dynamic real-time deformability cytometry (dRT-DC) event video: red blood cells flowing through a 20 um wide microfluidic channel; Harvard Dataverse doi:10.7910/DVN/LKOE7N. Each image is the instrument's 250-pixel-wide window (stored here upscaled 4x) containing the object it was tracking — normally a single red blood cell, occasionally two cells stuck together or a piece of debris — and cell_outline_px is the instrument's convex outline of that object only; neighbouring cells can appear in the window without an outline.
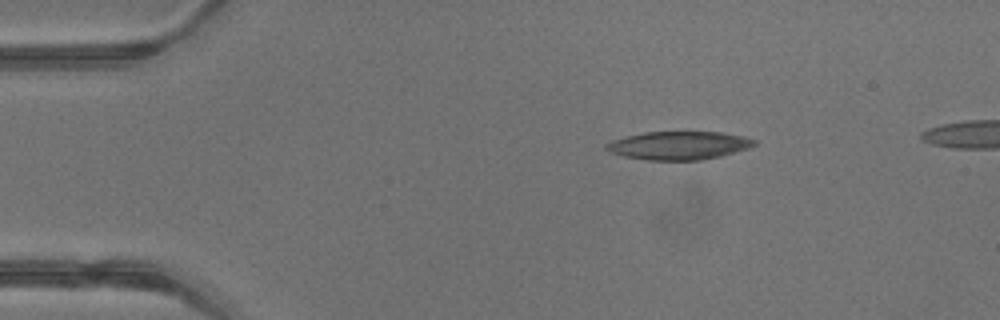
{"species": "common noctule bat (a hibernating species)", "species_latin": "Nyctalus noctula", "temperature_condition": "warm", "stored_images_in_passage": 37, "camera_frame_rate_fps": 3000, "um_per_image_px": 0.085, "animal": {"sex": "male", "body_mass_g": 13.3}, "frame": {"image": 1, "passage_image": 1, "time_ms": 0.0, "image_size_px": [1000, 320], "cell_outline_px": [[756, 144], [748, 148], [720, 156], [700, 160], [648, 160], [624, 156], [608, 152], [604, 148], [604, 144], [612, 140], [644, 132], [720, 132], [740, 136], [756, 140]], "centroid_in_image_um": [57.64, 12.37], "position_along_channel_um": 27.4, "area_um2": 24.22}}
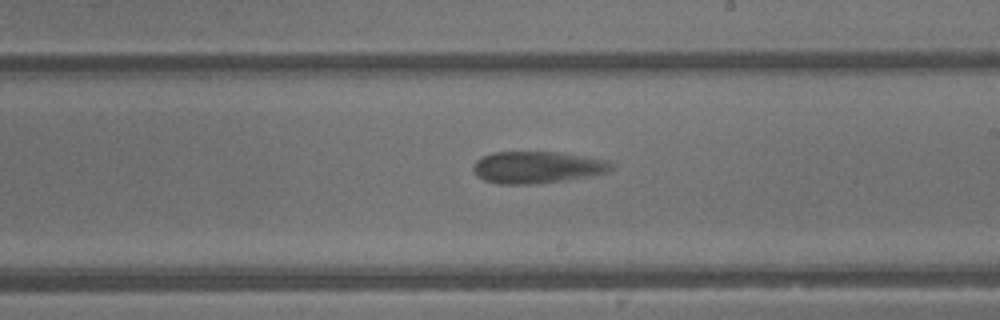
{"frame": {"image": 2, "passage_image": 19, "time_ms": 6.0, "image_size_px": [1000, 320], "cell_outline_px": [[616, 164], [608, 172], [588, 176], [564, 180], [536, 184], [500, 184], [484, 180], [476, 176], [472, 168], [472, 164], [480, 156], [492, 152], [556, 152], [608, 160]], "centroid_in_image_um": [45.62, 14.22], "position_along_channel_um": 243.4, "area_um2": 25.84}}
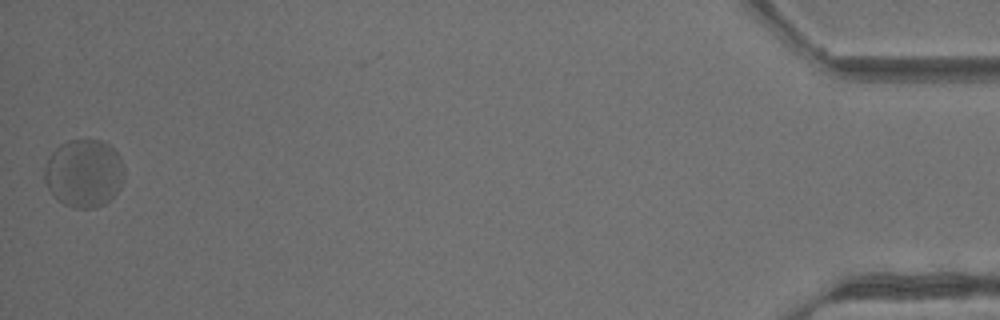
{"frame": {"image": 3, "passage_image": 37, "time_ms": 12.0, "image_size_px": [1000, 320], "cell_outline_px": [[124, 180], [120, 188], [104, 204], [96, 208], [76, 208], [64, 204], [56, 200], [48, 188], [44, 180], [44, 168], [52, 152], [60, 144], [68, 140], [100, 140], [108, 144], [120, 156], [124, 172]], "centroid_in_image_um": [7.13, 14.73], "position_along_channel_um": 428.1, "area_um2": 31.67}, "authors_computed_cell_mechanics": {"area_um2": 25.6632, "velocity_mm_per_s": 4.715, "shape_relaxation_time_tau1_ms": 3.0006, "shape_relaxation_time_tau2_ms": null, "deformation_change_tau1": 0.074, "deformation_change_tau2": null}}